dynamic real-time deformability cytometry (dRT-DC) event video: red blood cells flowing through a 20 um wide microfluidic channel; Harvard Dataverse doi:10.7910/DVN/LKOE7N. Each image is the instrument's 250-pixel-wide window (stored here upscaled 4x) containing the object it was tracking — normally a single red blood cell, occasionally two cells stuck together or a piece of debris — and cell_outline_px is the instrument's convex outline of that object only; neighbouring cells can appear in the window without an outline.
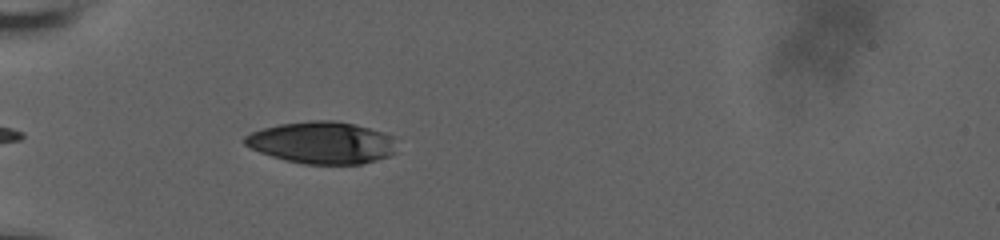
{"species": "human", "species_latin": "Homo sapiens", "temperature_condition": "room temperature", "stored_images_in_passage": 8, "camera_frame_rate_fps": 3000, "um_per_image_px": 0.085, "donor": {"sex": "male"}, "frame": {"image": 1, "passage_image": 1, "time_ms": 0.0, "image_size_px": [1000, 240], "cell_outline_px": [[396, 152], [388, 156], [376, 160], [360, 164], [304, 164], [272, 156], [260, 152], [244, 144], [240, 140], [244, 136], [252, 132], [264, 128], [280, 124], [308, 120], [332, 120], [352, 124], [368, 128], [396, 136]], "centroid_in_image_um": [27.39, 12.12], "position_along_channel_um": 57.6, "area_um2": 37.28}}
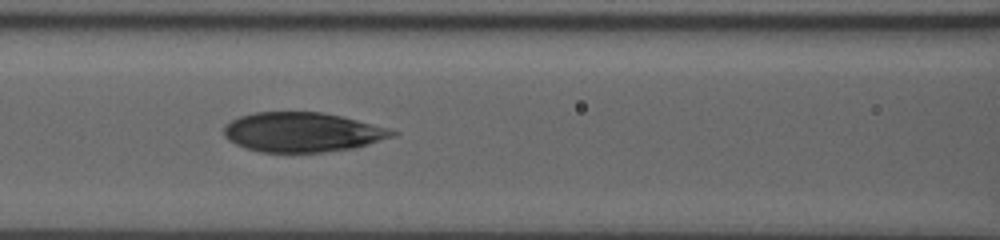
{"frame": {"image": 2, "passage_image": 5, "time_ms": 1.333, "image_size_px": [1000, 240], "cell_outline_px": [[400, 132], [396, 136], [356, 148], [324, 152], [260, 152], [244, 148], [228, 140], [224, 136], [224, 124], [240, 116], [256, 112], [324, 112], [388, 128]], "centroid_in_image_um": [25.7, 11.24], "position_along_channel_um": 140.9, "area_um2": 39.02}}
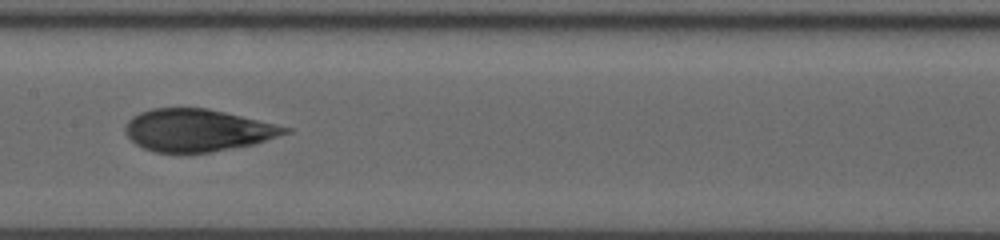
{"frame": {"image": 3, "passage_image": 7, "time_ms": 2.0, "image_size_px": [1000, 240], "cell_outline_px": [[292, 132], [256, 144], [212, 152], [156, 152], [144, 148], [136, 144], [124, 132], [124, 128], [128, 120], [132, 116], [140, 112], [152, 108], [208, 108], [292, 128]], "centroid_in_image_um": [16.81, 11.07], "position_along_channel_um": 190.6, "area_um2": 39.42}}